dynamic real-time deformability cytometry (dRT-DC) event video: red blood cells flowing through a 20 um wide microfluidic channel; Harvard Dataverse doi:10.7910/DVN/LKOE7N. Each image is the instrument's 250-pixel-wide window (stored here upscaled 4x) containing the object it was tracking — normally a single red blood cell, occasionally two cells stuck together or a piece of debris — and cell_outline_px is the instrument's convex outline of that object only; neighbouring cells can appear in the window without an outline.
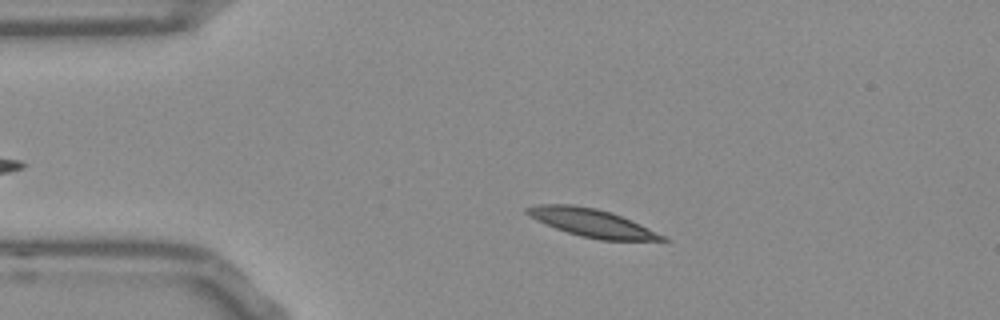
{"species": "Egyptian fruit bat (a non-hibernating species)", "species_latin": "Rousettus aegyptiacus", "temperature_condition": "room temperature", "stored_images_in_passage": 43, "camera_frame_rate_fps": 3000, "um_per_image_px": 0.085, "frame": {"image": 1, "passage_image": 9, "time_ms": 2.667, "image_size_px": [1000, 320], "cell_outline_px": [[668, 240], [600, 240], [580, 236], [556, 228], [536, 220], [528, 216], [524, 212], [524, 208], [540, 204], [572, 204], [596, 208], [612, 212], [640, 224], [664, 236]], "centroid_in_image_um": [50.24, 18.92], "position_along_channel_um": 34.8, "area_um2": 21.85}}
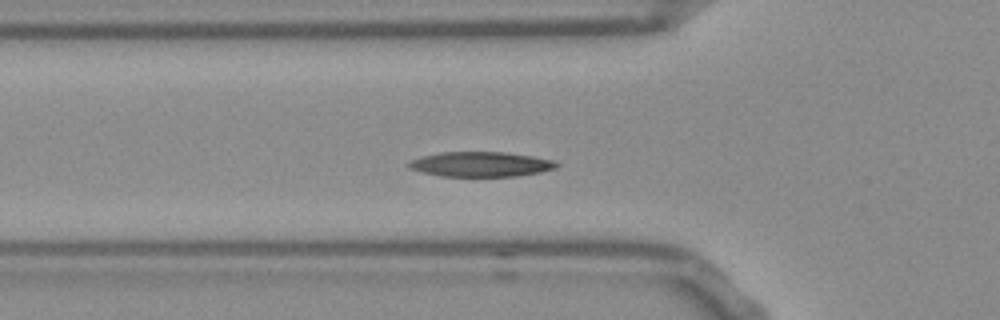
{"frame": {"image": 2, "passage_image": 16, "time_ms": 5.0, "image_size_px": [1000, 320], "cell_outline_px": [[560, 164], [556, 168], [540, 172], [516, 176], [440, 176], [408, 168], [404, 164], [420, 156], [440, 152], [508, 152], [556, 160]], "centroid_in_image_um": [40.87, 13.95], "position_along_channel_um": 84.9, "area_um2": 21.62}}
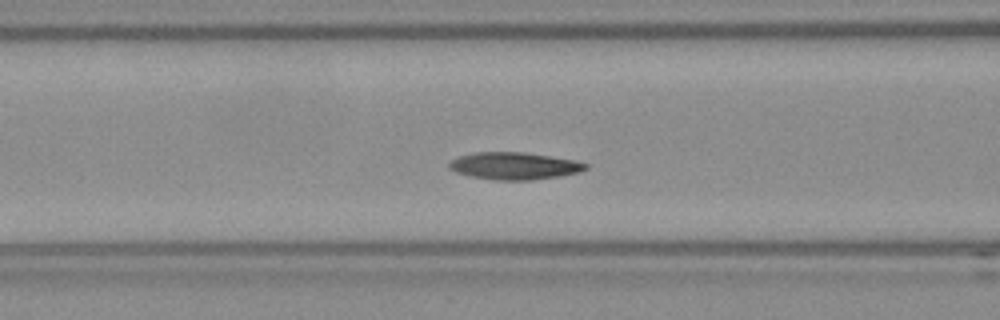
{"frame": {"image": 3, "passage_image": 19, "time_ms": 6.0, "image_size_px": [1000, 320], "cell_outline_px": [[588, 168], [580, 172], [560, 176], [532, 180], [492, 180], [468, 176], [456, 172], [448, 168], [448, 164], [452, 160], [460, 156], [476, 152], [524, 152], [576, 160], [588, 164]], "centroid_in_image_um": [43.72, 14.11], "position_along_channel_um": 122.9, "area_um2": 21.79}, "authors_computed_cell_mechanics": {"area_um2": 21.7328, "velocity_mm_per_s": 3.7332, "shape_relaxation_time_tau1_ms": 2.5551, "shape_relaxation_time_tau2_ms": null, "deformation_change_tau1": 0.1112, "deformation_change_tau2": null}}